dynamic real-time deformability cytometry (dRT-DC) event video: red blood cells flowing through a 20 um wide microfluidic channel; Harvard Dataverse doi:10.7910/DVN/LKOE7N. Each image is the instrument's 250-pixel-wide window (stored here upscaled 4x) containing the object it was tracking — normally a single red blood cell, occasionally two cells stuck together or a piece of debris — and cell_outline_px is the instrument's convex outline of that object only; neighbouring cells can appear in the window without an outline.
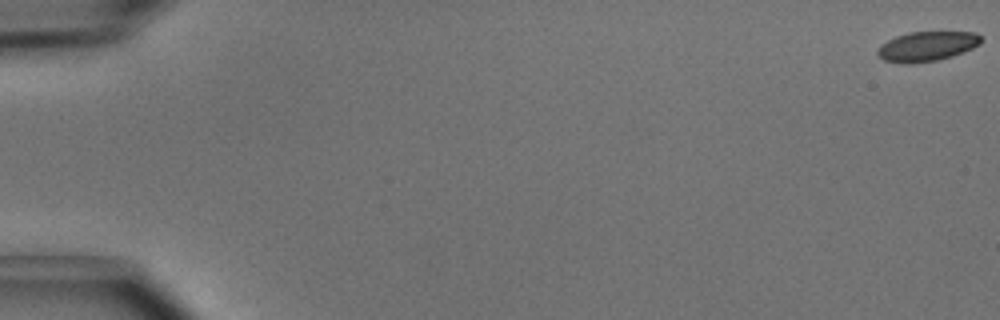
{"species": "common noctule bat (a hibernating species)", "species_latin": "Nyctalus noctula", "temperature_condition": "cold", "stored_images_in_passage": 9, "camera_frame_rate_fps": 3000, "um_per_image_px": 0.085, "animal": {"sex": "male", "body_mass_g": 15.6}, "frame": {"image": 1, "passage_image": 1, "time_ms": 0.0, "image_size_px": [1000, 320], "cell_outline_px": [[980, 44], [972, 48], [952, 56], [936, 60], [912, 64], [904, 64], [884, 60], [876, 52], [888, 40], [896, 36], [908, 32], [976, 32], [980, 36]], "centroid_in_image_um": [78.79, 3.94], "position_along_channel_um": 6.2, "area_um2": 17.69}}